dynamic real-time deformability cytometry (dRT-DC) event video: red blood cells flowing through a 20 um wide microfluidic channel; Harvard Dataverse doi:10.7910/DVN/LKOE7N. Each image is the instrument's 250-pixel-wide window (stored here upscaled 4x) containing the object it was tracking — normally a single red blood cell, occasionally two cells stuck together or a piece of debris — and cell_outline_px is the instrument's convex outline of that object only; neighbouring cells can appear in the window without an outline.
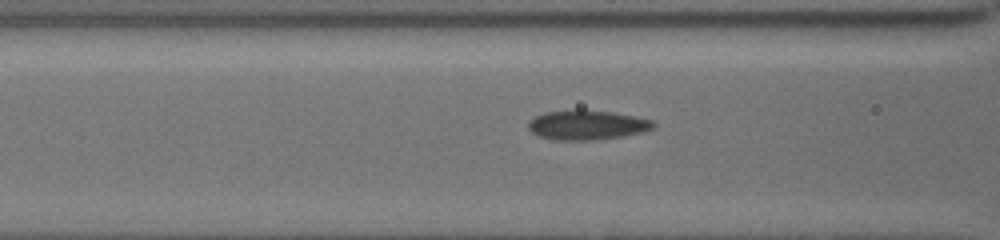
{"species": "common noctule bat (a hibernating species)", "species_latin": "Nyctalus noctula", "temperature_condition": "cold", "stored_images_in_passage": 6, "camera_frame_rate_fps": 3000, "um_per_image_px": 0.085, "animal": {"sex": "female", "body_mass_g": 19.5, "forearm_length_mm": 54.1}, "frame": {"image": 1, "passage_image": 4, "time_ms": 1.0, "image_size_px": [1000, 240], "cell_outline_px": [[656, 124], [652, 128], [644, 132], [624, 136], [596, 140], [552, 140], [540, 136], [532, 132], [528, 128], [528, 124], [536, 116], [548, 112], [612, 112], [652, 120]], "centroid_in_image_um": [49.94, 10.67], "position_along_channel_um": 116.7, "area_um2": 20.75}}